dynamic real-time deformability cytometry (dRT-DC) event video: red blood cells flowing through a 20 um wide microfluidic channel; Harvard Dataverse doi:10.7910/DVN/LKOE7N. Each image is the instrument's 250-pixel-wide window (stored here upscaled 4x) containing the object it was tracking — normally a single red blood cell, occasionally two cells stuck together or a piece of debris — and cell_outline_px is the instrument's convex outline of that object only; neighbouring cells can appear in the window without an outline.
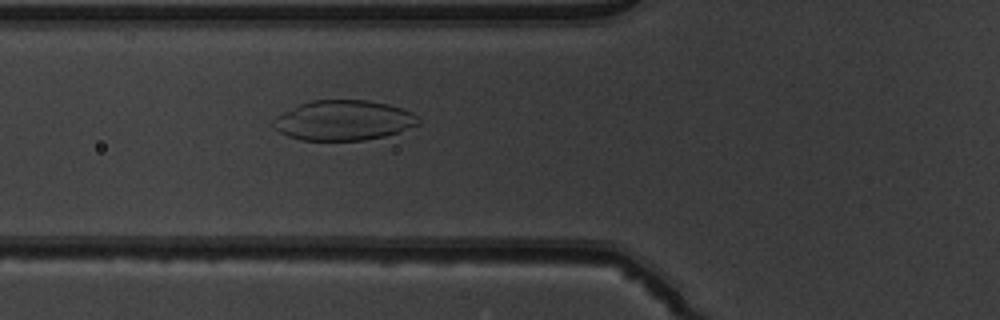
{"species": "common noctule bat (a hibernating species)", "species_latin": "Nyctalus noctula", "temperature_condition": "warm", "stored_images_in_passage": 38, "camera_frame_rate_fps": 3000, "um_per_image_px": 0.085, "animal": {"sex": "male", "body_mass_g": 19.5, "forearm_length_mm": 54.6}, "frame": {"image": 1, "passage_image": 9, "time_ms": 2.667, "image_size_px": [1000, 320], "cell_outline_px": [[420, 124], [400, 132], [384, 136], [364, 140], [300, 140], [288, 136], [280, 132], [272, 124], [272, 120], [276, 116], [308, 100], [368, 100], [388, 104], [412, 112], [420, 120]], "centroid_in_image_um": [29.21, 10.23], "position_along_channel_um": 96.6, "area_um2": 33.87}}
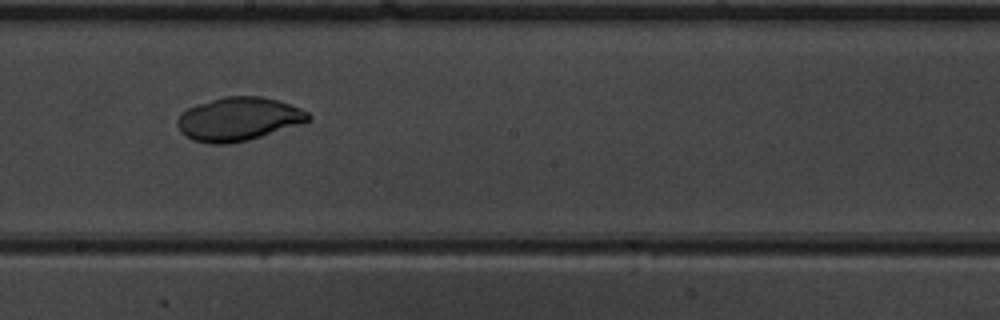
{"frame": {"image": 2, "passage_image": 19, "time_ms": 6.0, "image_size_px": [1000, 320], "cell_outline_px": [[312, 116], [304, 124], [248, 140], [228, 144], [212, 144], [192, 140], [180, 132], [176, 124], [176, 120], [180, 112], [196, 104], [224, 96], [260, 96], [276, 100], [300, 108], [308, 112]], "centroid_in_image_um": [20.25, 10.12], "position_along_channel_um": 228.0, "area_um2": 33.47}}
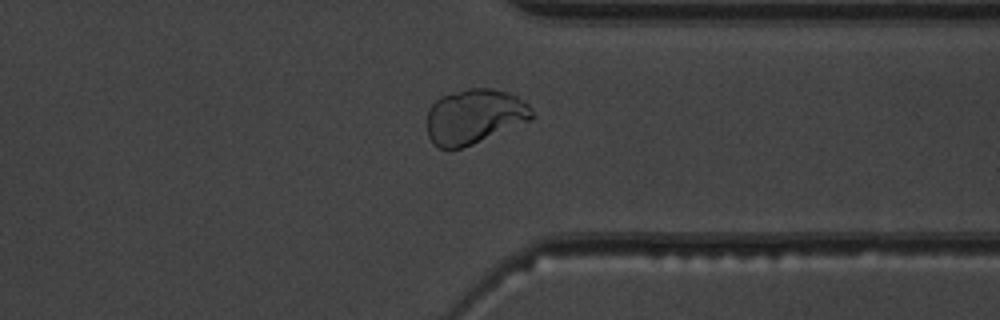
{"frame": {"image": 3, "passage_image": 30, "time_ms": 9.667, "image_size_px": [1000, 320], "cell_outline_px": [[532, 116], [528, 120], [472, 144], [460, 148], [440, 148], [432, 144], [428, 136], [428, 108], [440, 96], [468, 88], [492, 88], [508, 92], [524, 100], [528, 104], [532, 112]], "centroid_in_image_um": [40.27, 9.88], "position_along_channel_um": 371.1, "area_um2": 33.06}}